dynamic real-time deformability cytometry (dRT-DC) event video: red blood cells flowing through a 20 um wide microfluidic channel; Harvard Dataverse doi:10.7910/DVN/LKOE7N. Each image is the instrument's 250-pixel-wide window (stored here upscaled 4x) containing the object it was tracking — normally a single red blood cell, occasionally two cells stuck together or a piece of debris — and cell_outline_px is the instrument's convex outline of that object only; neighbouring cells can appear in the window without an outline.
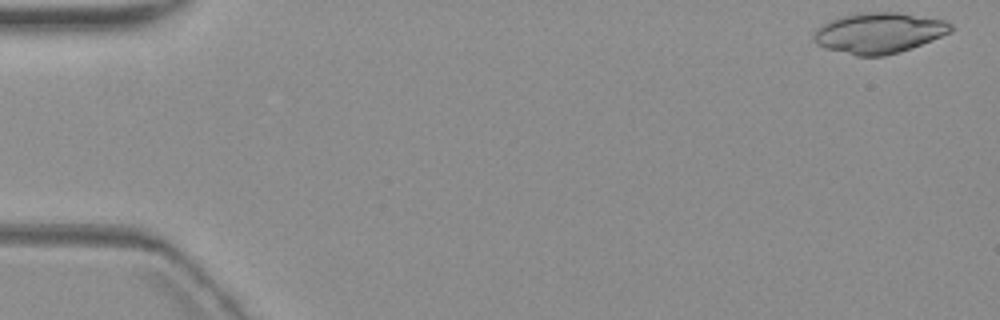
{"species": "common noctule bat (a hibernating species)", "species_latin": "Nyctalus noctula", "temperature_condition": "warm", "stored_images_in_passage": 5, "camera_frame_rate_fps": 3000, "um_per_image_px": 0.085, "animal": {"sex": "female", "body_mass_g": 19.3, "forearm_length_mm": 54.1}, "frame": {"image": 1, "passage_image": 1, "time_ms": 0.0, "image_size_px": [1000, 320], "cell_outline_px": [[956, 28], [952, 32], [932, 40], [900, 52], [884, 56], [856, 56], [824, 48], [816, 44], [812, 40], [816, 32], [824, 24], [832, 20], [844, 16], [868, 12], [896, 12], [944, 20], [952, 24]], "centroid_in_image_um": [74.76, 2.82], "position_along_channel_um": 10.2, "area_um2": 32.25}}